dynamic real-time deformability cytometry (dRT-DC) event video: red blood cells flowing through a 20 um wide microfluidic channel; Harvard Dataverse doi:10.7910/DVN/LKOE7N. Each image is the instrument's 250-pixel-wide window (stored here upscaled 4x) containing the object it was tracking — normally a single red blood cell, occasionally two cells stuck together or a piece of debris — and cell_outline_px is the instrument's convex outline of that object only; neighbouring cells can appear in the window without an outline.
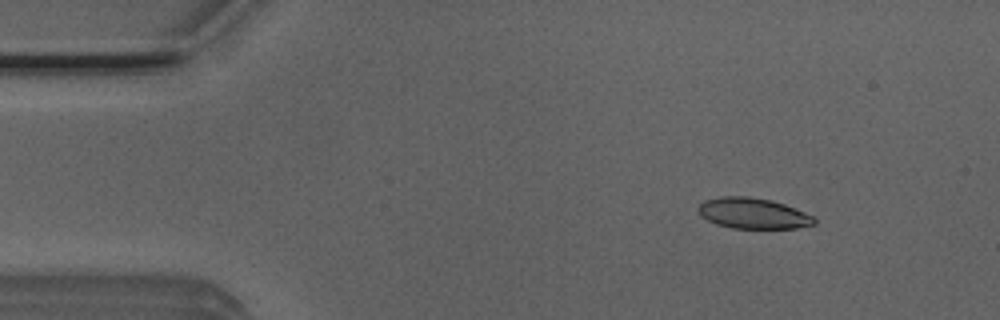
{"species": "Egyptian fruit bat (a non-hibernating species)", "species_latin": "Rousettus aegyptiacus", "temperature_condition": "room temperature", "stored_images_in_passage": 9, "camera_frame_rate_fps": 3000, "um_per_image_px": 0.085, "animal": {"sex": "male"}, "frame": {"image": 1, "passage_image": 1, "time_ms": 0.0, "image_size_px": [1000, 320], "cell_outline_px": [[816, 224], [796, 228], [732, 228], [716, 224], [700, 216], [696, 208], [704, 200], [720, 196], [748, 196], [772, 200], [784, 204], [804, 212], [812, 216], [816, 220]], "centroid_in_image_um": [63.97, 18.13], "position_along_channel_um": 21.0, "area_um2": 20.87}}